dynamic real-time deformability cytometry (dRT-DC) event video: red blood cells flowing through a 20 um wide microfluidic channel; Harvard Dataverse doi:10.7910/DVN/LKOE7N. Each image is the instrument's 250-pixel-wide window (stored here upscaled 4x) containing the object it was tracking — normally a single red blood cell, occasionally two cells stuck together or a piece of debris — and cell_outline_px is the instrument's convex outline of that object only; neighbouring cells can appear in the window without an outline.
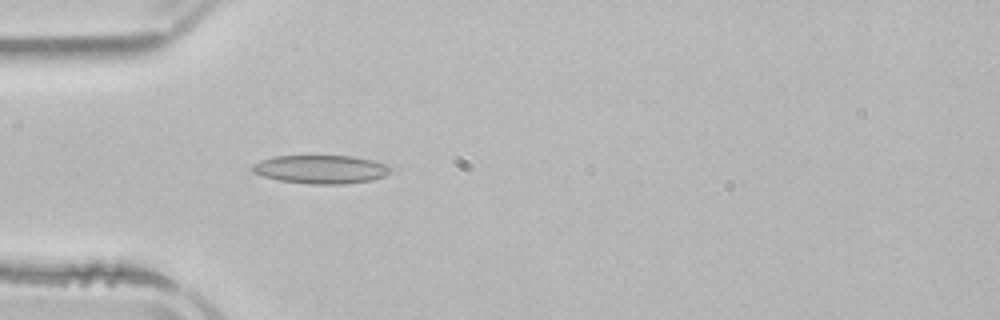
{"species": "common noctule bat (a hibernating species)", "species_latin": "Nyctalus noctula", "temperature_condition": "room temperature", "stored_images_in_passage": 4, "camera_frame_rate_fps": 3000, "um_per_image_px": 0.085, "animal": {"sex": "male", "body_mass_g": 21.5, "forearm_length_mm": 52.0}, "frame": {"image": 1, "passage_image": 4, "time_ms": 4.0, "image_size_px": [1000, 320], "cell_outline_px": [[392, 168], [384, 176], [372, 180], [344, 184], [312, 184], [276, 180], [252, 172], [248, 168], [252, 164], [260, 160], [272, 156], [352, 156], [372, 160], [384, 164]], "centroid_in_image_um": [27.2, 14.39], "position_along_channel_um": 57.8, "area_um2": 23.0}}